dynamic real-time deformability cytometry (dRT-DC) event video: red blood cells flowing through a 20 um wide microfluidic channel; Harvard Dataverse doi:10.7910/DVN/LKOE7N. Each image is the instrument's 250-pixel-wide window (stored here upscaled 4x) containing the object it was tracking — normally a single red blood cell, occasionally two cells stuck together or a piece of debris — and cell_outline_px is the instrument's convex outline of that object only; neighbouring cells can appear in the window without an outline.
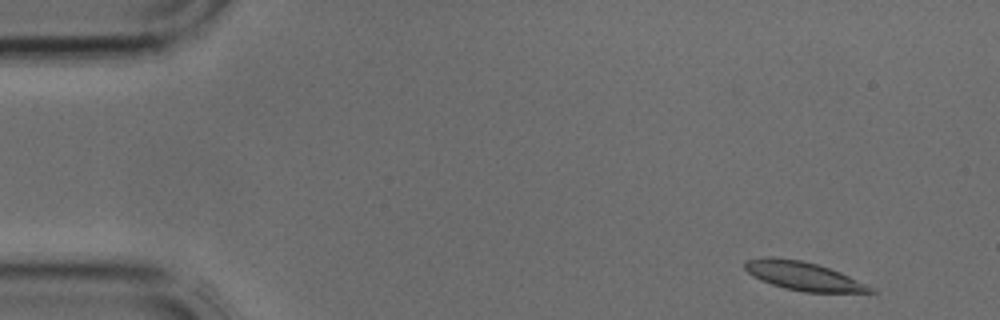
{"species": "common noctule bat (a hibernating species)", "species_latin": "Nyctalus noctula", "temperature_condition": "cold", "stored_images_in_passage": 3, "camera_frame_rate_fps": 3000, "um_per_image_px": 0.085, "animal": {"sex": "male", "body_mass_g": 17.9, "forearm_length_mm": 54.2}, "frame": {"image": 1, "passage_image": 1, "time_ms": 0.0, "image_size_px": [1000, 320], "cell_outline_px": [[876, 292], [804, 292], [784, 288], [760, 280], [748, 272], [744, 268], [744, 260], [772, 256], [800, 260], [816, 264], [840, 272], [876, 288]], "centroid_in_image_um": [68.28, 23.46], "position_along_channel_um": 16.7, "area_um2": 20.81}}
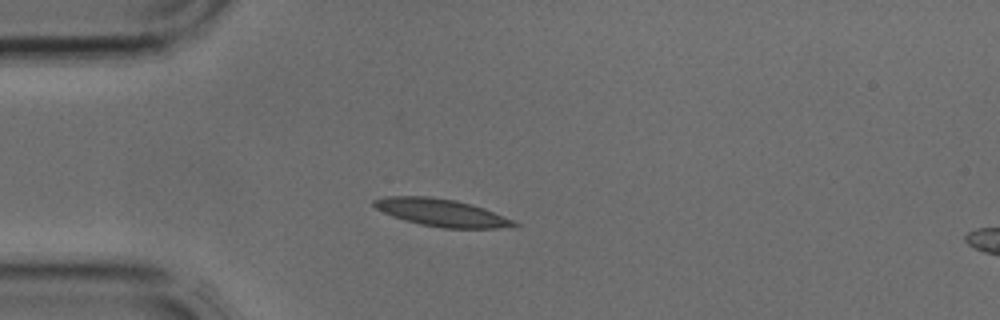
{"frame": {"image": 2, "passage_image": 3, "time_ms": 0.667, "image_size_px": [1000, 320], "cell_outline_px": [[520, 224], [496, 228], [440, 228], [420, 224], [404, 220], [392, 216], [376, 208], [372, 204], [372, 200], [388, 196], [428, 196], [456, 200], [472, 204], [484, 208], [512, 220]], "centroid_in_image_um": [37.47, 18.06], "position_along_channel_um": 47.5, "area_um2": 22.2}}